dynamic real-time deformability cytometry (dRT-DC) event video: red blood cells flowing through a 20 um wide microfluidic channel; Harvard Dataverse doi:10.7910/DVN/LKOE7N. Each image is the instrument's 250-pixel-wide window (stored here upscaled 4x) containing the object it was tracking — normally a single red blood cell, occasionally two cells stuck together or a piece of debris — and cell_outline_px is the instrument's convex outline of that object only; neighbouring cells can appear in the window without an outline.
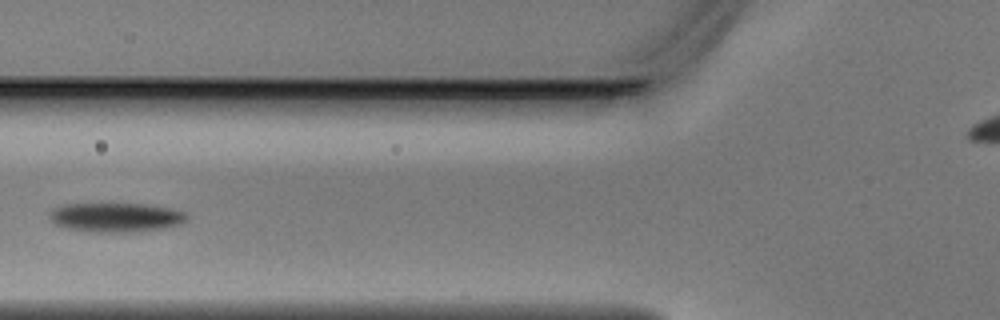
{"species": "Egyptian fruit bat (a non-hibernating species)", "species_latin": "Rousettus aegyptiacus", "temperature_condition": "warm", "stored_images_in_passage": 4, "camera_frame_rate_fps": 3000, "um_per_image_px": 0.085, "animal": {"sex": "male"}, "frame": {"image": 1, "passage_image": 4, "time_ms": 1.0, "image_size_px": [1000, 320], "cell_outline_px": [[188, 220], [180, 224], [164, 228], [128, 232], [100, 232], [68, 228], [56, 224], [48, 216], [48, 212], [52, 208], [64, 204], [144, 204], [172, 208], [184, 212], [188, 216]], "centroid_in_image_um": [9.86, 18.46], "position_along_channel_um": 115.9, "area_um2": 23.29}}